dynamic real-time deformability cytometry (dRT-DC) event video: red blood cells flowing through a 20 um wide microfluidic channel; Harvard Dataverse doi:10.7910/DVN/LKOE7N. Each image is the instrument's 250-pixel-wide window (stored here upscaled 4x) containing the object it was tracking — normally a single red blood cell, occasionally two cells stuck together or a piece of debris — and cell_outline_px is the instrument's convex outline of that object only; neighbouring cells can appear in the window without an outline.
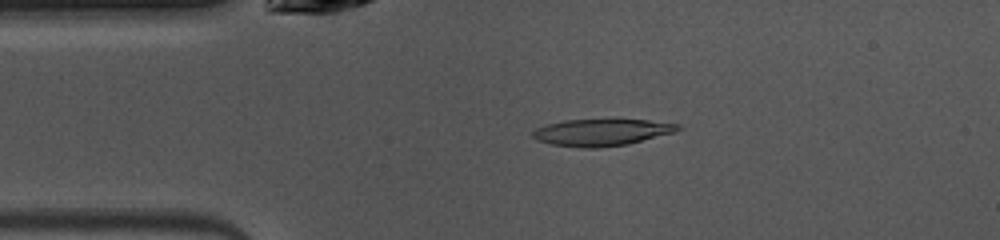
{"species": "common noctule bat (a hibernating species)", "species_latin": "Nyctalus noctula", "temperature_condition": "warm", "stored_images_in_passage": 47, "camera_frame_rate_fps": 3000, "um_per_image_px": 0.085, "animal": {"sex": "female", "body_mass_g": 10.0, "forearm_length_mm": 53.1}, "frame": {"image": 1, "passage_image": 8, "time_ms": 2.333, "image_size_px": [1000, 240], "cell_outline_px": [[680, 128], [676, 132], [628, 144], [596, 148], [584, 148], [552, 144], [536, 140], [532, 136], [532, 132], [536, 128], [548, 124], [564, 120], [648, 120], [680, 124]], "centroid_in_image_um": [51.14, 11.25], "position_along_channel_um": 33.9, "area_um2": 22.54}}
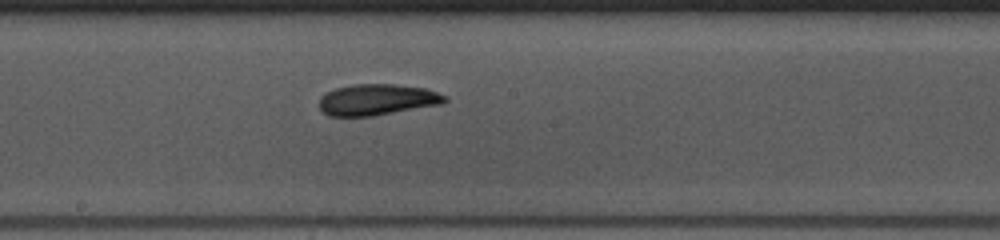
{"frame": {"image": 2, "passage_image": 23, "time_ms": 7.333, "image_size_px": [1000, 240], "cell_outline_px": [[448, 100], [444, 104], [372, 116], [328, 116], [320, 108], [320, 96], [336, 88], [352, 84], [396, 84], [424, 88], [448, 96]], "centroid_in_image_um": [32.09, 8.47], "position_along_channel_um": 216.1, "area_um2": 22.89}}
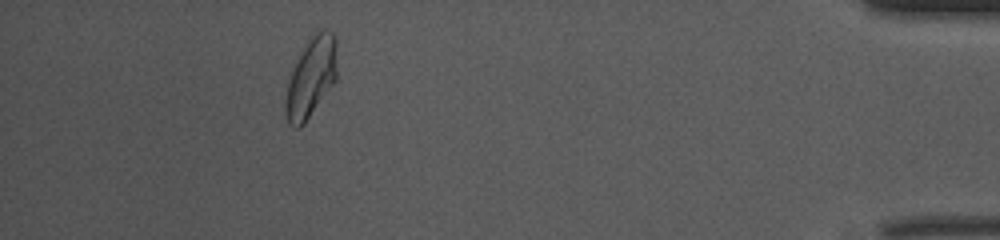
{"frame": {"image": 3, "passage_image": 42, "time_ms": 13.667, "image_size_px": [1000, 240], "cell_outline_px": [[336, 80], [304, 124], [300, 128], [296, 128], [288, 124], [284, 108], [284, 104], [288, 80], [300, 48], [316, 28], [324, 28], [332, 32], [336, 36]], "centroid_in_image_um": [26.42, 6.51], "position_along_channel_um": 408.8, "area_um2": 24.62}, "authors_computed_cell_mechanics": {"area_um2": 22.6576, "velocity_mm_per_s": 4.0481, "shape_relaxation_time_tau1_ms": 5.3972, "shape_relaxation_time_tau2_ms": 3.5019, "deformation_change_tau1": 0.1614, "deformation_change_tau2": 0.0903}}